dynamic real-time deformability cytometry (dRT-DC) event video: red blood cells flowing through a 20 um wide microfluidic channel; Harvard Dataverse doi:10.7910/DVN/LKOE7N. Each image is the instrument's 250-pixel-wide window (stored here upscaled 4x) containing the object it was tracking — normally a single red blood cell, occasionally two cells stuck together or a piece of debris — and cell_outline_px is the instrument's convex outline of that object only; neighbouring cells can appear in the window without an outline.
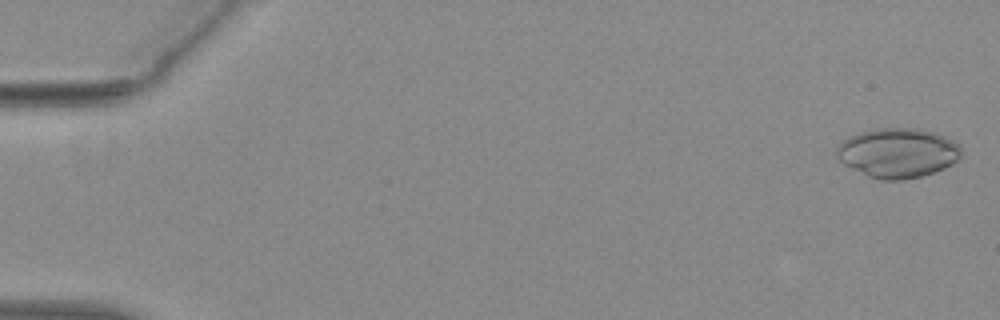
{"species": "common noctule bat (a hibernating species)", "species_latin": "Nyctalus noctula", "temperature_condition": "warm", "stored_images_in_passage": 54, "camera_frame_rate_fps": 3000, "um_per_image_px": 0.085, "animal": {"sex": "female", "body_mass_g": 29.2, "forearm_length_mm": 56.3}, "frame": {"image": 1, "passage_image": 2, "time_ms": 0.333, "image_size_px": [1000, 320], "cell_outline_px": [[960, 156], [952, 164], [944, 168], [920, 176], [904, 180], [880, 180], [868, 176], [844, 164], [840, 160], [836, 152], [836, 148], [848, 136], [860, 132], [876, 128], [920, 128], [944, 136], [960, 144]], "centroid_in_image_um": [76.3, 12.99], "position_along_channel_um": 8.7, "area_um2": 35.84}}